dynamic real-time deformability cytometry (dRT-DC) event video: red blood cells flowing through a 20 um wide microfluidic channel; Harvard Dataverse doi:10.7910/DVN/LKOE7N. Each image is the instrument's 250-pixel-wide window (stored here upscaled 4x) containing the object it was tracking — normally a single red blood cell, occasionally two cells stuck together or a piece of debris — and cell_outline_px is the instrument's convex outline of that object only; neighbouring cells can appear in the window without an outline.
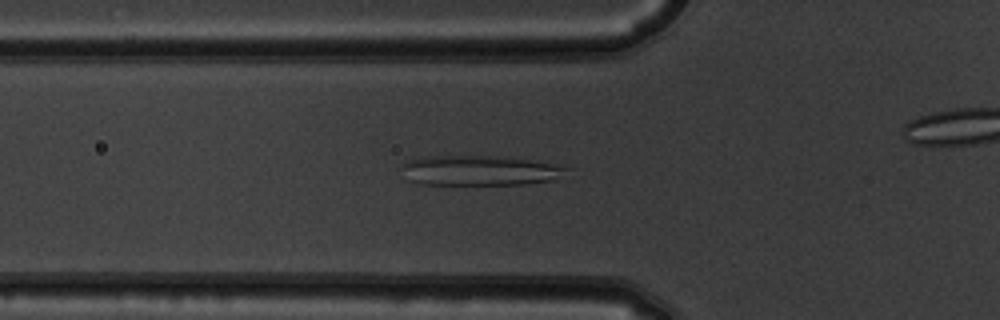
{"species": "common noctule bat (a hibernating species)", "species_latin": "Nyctalus noctula", "temperature_condition": "warm", "stored_images_in_passage": 43, "camera_frame_rate_fps": 3000, "um_per_image_px": 0.085, "animal": {"sex": "male", "body_mass_g": 19.5, "forearm_length_mm": 54.6}, "frame": {"image": 1, "passage_image": 18, "time_ms": 5.667, "image_size_px": [1000, 320], "cell_outline_px": [[572, 168], [556, 180], [524, 184], [420, 184], [408, 180], [404, 168], [404, 164], [408, 160], [428, 156], [496, 156], [528, 160]], "centroid_in_image_um": [40.81, 14.5], "position_along_channel_um": 85.0, "area_um2": 28.44}}
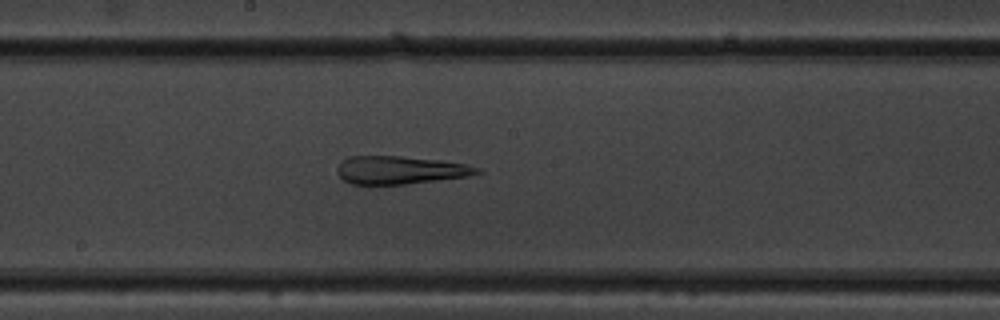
{"frame": {"image": 2, "passage_image": 28, "time_ms": 9.0, "image_size_px": [1000, 320], "cell_outline_px": [[484, 172], [468, 176], [404, 184], [352, 184], [344, 180], [336, 172], [336, 168], [340, 160], [348, 156], [400, 156], [440, 160], [464, 164], [480, 168]], "centroid_in_image_um": [33.97, 14.44], "position_along_channel_um": 214.2, "area_um2": 22.83}}
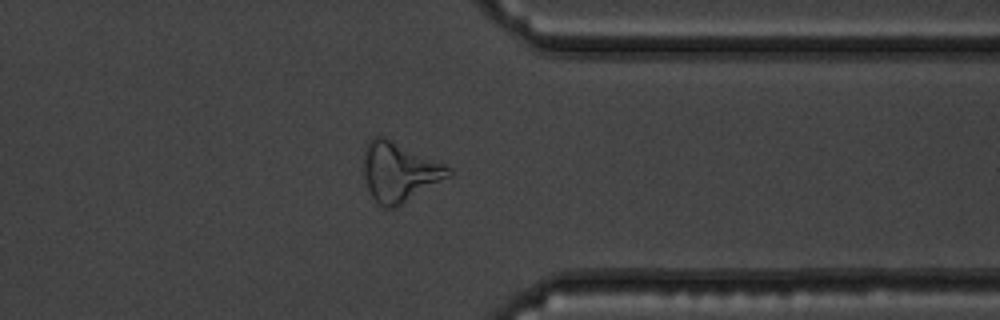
{"frame": {"image": 3, "passage_image": 41, "time_ms": 13.333, "image_size_px": [1000, 320], "cell_outline_px": [[452, 176], [396, 208], [384, 208], [372, 196], [368, 188], [364, 176], [364, 148], [368, 140], [372, 136], [384, 136], [444, 164], [452, 168]], "centroid_in_image_um": [33.95, 14.61], "position_along_channel_um": 377.4, "area_um2": 29.48}}